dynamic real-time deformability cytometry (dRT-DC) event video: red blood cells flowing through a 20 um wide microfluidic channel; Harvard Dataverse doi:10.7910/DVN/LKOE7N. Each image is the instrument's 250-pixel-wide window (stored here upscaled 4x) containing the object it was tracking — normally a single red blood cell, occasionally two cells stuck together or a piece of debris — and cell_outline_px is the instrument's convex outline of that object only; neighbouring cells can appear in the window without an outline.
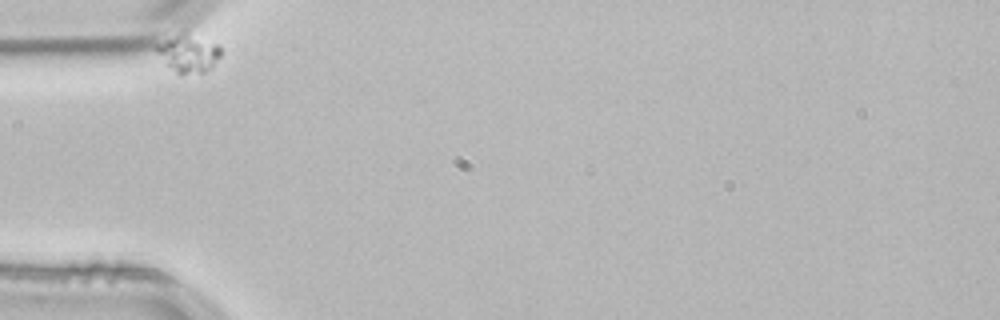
{"species": "common noctule bat (a hibernating species)", "species_latin": "Nyctalus noctula", "temperature_condition": "room temperature", "stored_images_in_passage": 4, "camera_frame_rate_fps": 3000, "um_per_image_px": 0.085, "animal": {"sex": "male", "body_mass_g": 21.5, "forearm_length_mm": 52.0}, "frame": {"image": 1, "passage_image": 1, "time_ms": 0.0, "image_size_px": [1000, 320], "cell_outline_px": [[220, 56], [212, 68], [204, 72], [180, 76], [164, 64], [156, 52], [156, 44], [176, 36], [188, 36], [220, 44]], "centroid_in_image_um": [16.01, 4.64], "position_along_channel_um": 69.0, "area_um2": 13.76}}
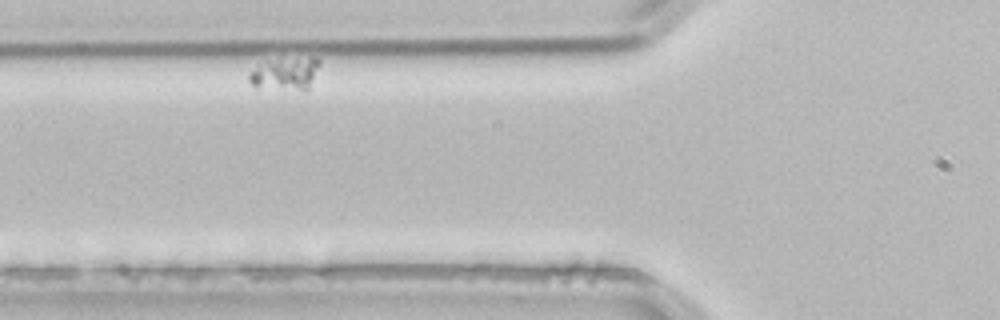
{"frame": {"image": 2, "passage_image": 2, "time_ms": 0.333, "image_size_px": [1000, 320], "cell_outline_px": [[320, 64], [308, 92], [304, 92], [256, 88], [248, 80], [248, 72], [268, 60], [312, 56], [316, 56], [320, 60]], "centroid_in_image_um": [24.28, 6.3], "position_along_channel_um": 101.5, "area_um2": 14.22}}
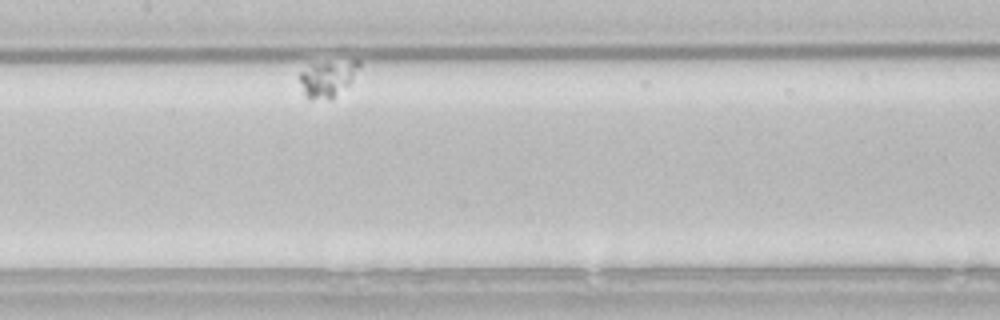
{"frame": {"image": 3, "passage_image": 4, "time_ms": 1.0, "image_size_px": [1000, 320], "cell_outline_px": [[360, 64], [352, 80], [332, 100], [308, 100], [304, 92], [300, 80], [300, 72], [312, 64], [352, 60], [360, 60]], "centroid_in_image_um": [27.84, 6.71], "position_along_channel_um": 179.6, "area_um2": 12.48}}